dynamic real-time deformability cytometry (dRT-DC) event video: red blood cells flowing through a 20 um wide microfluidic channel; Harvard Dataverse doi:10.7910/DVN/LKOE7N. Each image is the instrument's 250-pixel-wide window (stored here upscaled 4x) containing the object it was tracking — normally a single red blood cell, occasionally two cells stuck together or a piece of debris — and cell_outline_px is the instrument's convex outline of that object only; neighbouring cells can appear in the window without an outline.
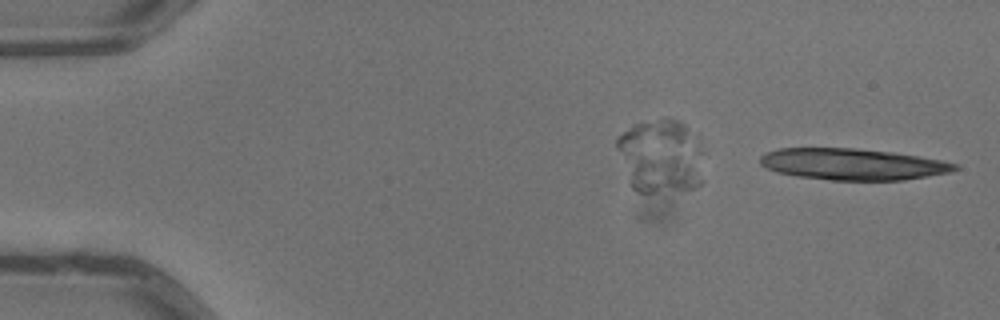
{"species": "common noctule bat (a hibernating species)", "species_latin": "Nyctalus noctula", "temperature_condition": "warm", "stored_images_in_passage": 4, "segment_of_instrument_passage": [2, 2], "camera_frame_rate_fps": 3000, "um_per_image_px": 0.085, "animal": {"sex": "male", "body_mass_g": 13.3}, "frame": {"image": 1, "passage_image": 4, "time_ms": 1.0, "image_size_px": [1000, 320], "cell_outline_px": [[960, 168], [952, 172], [904, 180], [832, 180], [796, 176], [776, 172], [760, 164], [760, 156], [768, 152], [780, 148], [856, 148], [892, 152], [940, 160], [960, 164]], "centroid_in_image_um": [72.5, 13.96], "position_along_channel_um": 12.5, "area_um2": 35.66}}